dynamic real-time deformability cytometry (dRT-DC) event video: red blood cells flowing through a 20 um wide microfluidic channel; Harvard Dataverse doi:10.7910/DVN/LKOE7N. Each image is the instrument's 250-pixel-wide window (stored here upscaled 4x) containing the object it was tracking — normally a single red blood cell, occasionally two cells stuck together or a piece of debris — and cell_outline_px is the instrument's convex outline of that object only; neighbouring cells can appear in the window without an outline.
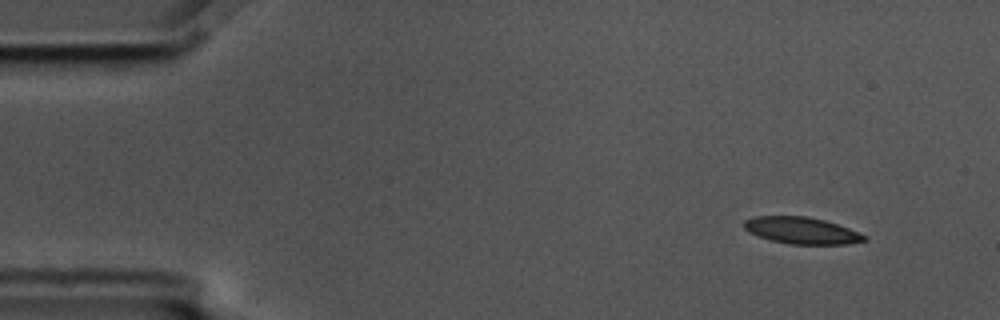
{"species": "common noctule bat (a hibernating species)", "species_latin": "Nyctalus noctula", "temperature_condition": "cold", "stored_images_in_passage": 4, "camera_frame_rate_fps": 3000, "um_per_image_px": 0.085, "animal": {"sex": "male", "body_mass_g": 17.5, "forearm_length_mm": 52.3}, "frame": {"image": 1, "passage_image": 1, "time_ms": 0.0, "image_size_px": [1000, 320], "cell_outline_px": [[868, 240], [848, 244], [788, 244], [772, 240], [748, 232], [744, 228], [744, 220], [756, 216], [804, 216], [824, 220], [848, 228], [868, 236]], "centroid_in_image_um": [68.15, 19.6], "position_along_channel_um": 16.8, "area_um2": 18.61}}
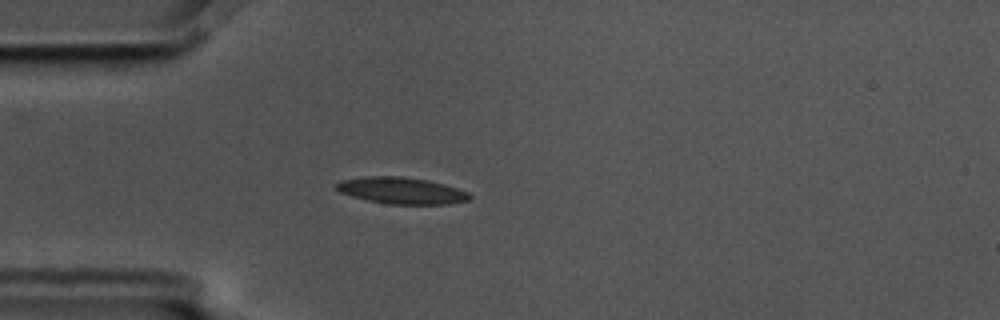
{"frame": {"image": 2, "passage_image": 4, "time_ms": 1.0, "image_size_px": [1000, 320], "cell_outline_px": [[472, 196], [468, 200], [448, 204], [388, 204], [368, 200], [352, 196], [340, 192], [332, 184], [340, 180], [364, 176], [400, 176], [428, 180], [444, 184], [468, 192]], "centroid_in_image_um": [34.08, 16.19], "position_along_channel_um": 50.9, "area_um2": 20.69}}